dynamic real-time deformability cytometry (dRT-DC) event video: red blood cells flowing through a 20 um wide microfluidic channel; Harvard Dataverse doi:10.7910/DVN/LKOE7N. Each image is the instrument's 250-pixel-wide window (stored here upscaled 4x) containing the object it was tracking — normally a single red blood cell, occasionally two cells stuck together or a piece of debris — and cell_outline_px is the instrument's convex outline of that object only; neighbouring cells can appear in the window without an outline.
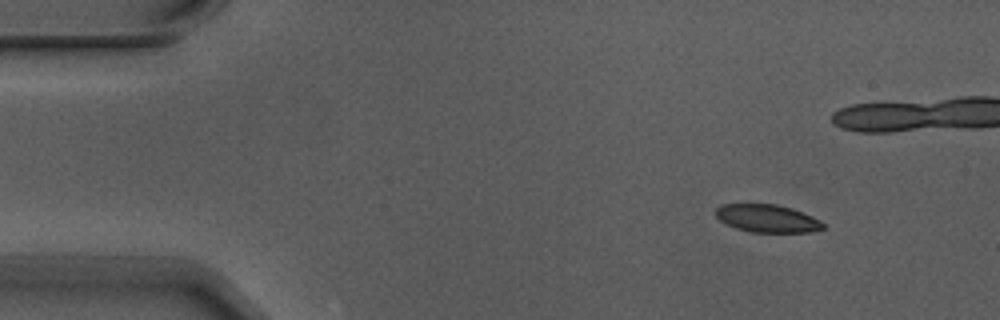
{"species": "Egyptian fruit bat (a non-hibernating species)", "species_latin": "Rousettus aegyptiacus", "temperature_condition": "warm", "stored_images_in_passage": 8, "camera_frame_rate_fps": 3000, "um_per_image_px": 0.085, "animal": {"sex": "male"}, "frame": {"image": 1, "passage_image": 1, "time_ms": 0.0, "image_size_px": [1000, 320], "cell_outline_px": [[824, 228], [812, 232], [752, 232], [736, 228], [724, 224], [716, 216], [716, 208], [720, 204], [776, 204], [792, 208], [812, 216], [820, 220], [824, 224]], "centroid_in_image_um": [65.21, 18.56], "position_along_channel_um": 19.8, "area_um2": 17.46}}
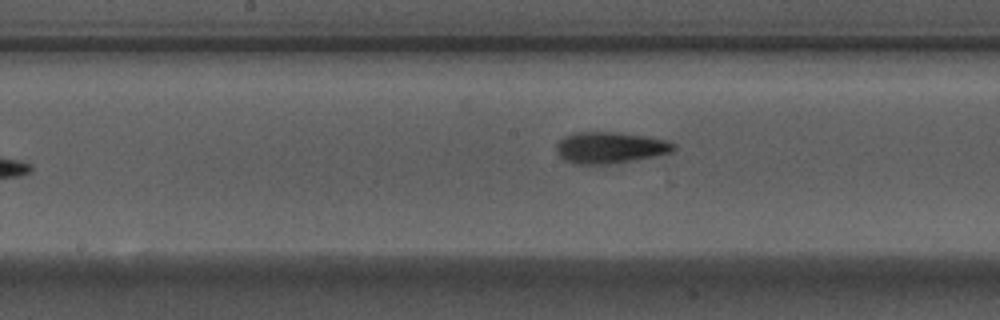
{"frame": {"image": 2, "passage_image": 8, "time_ms": 2.333, "image_size_px": [1000, 320], "cell_outline_px": [[676, 148], [672, 152], [656, 156], [608, 164], [576, 164], [564, 160], [556, 152], [556, 144], [564, 136], [576, 132], [616, 132], [648, 136], [668, 140], [676, 144]], "centroid_in_image_um": [51.87, 12.54], "position_along_channel_um": 196.3, "area_um2": 21.62}}